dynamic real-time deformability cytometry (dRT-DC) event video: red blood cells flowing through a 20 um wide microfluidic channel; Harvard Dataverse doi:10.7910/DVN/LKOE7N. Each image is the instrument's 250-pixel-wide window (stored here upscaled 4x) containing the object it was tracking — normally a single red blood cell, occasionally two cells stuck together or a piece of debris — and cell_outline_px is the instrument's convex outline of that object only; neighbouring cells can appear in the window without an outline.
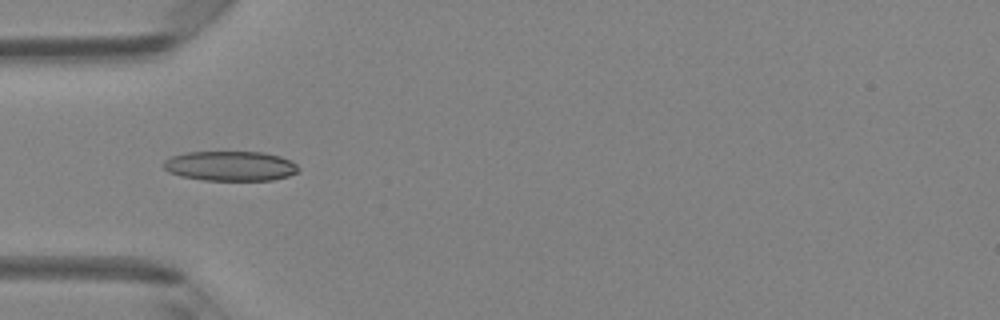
{"species": "Egyptian fruit bat (a non-hibernating species)", "species_latin": "Rousettus aegyptiacus", "temperature_condition": "room temperature", "stored_images_in_passage": 47, "camera_frame_rate_fps": 3000, "um_per_image_px": 0.085, "animal": {"sex": "female"}, "frame": {"image": 1, "passage_image": 15, "time_ms": 4.667, "image_size_px": [1000, 320], "cell_outline_px": [[300, 168], [296, 172], [288, 176], [272, 180], [204, 180], [180, 176], [168, 172], [164, 168], [164, 160], [172, 156], [188, 152], [264, 152], [280, 156], [292, 160]], "centroid_in_image_um": [19.59, 14.11], "position_along_channel_um": 65.4, "area_um2": 23.47}}
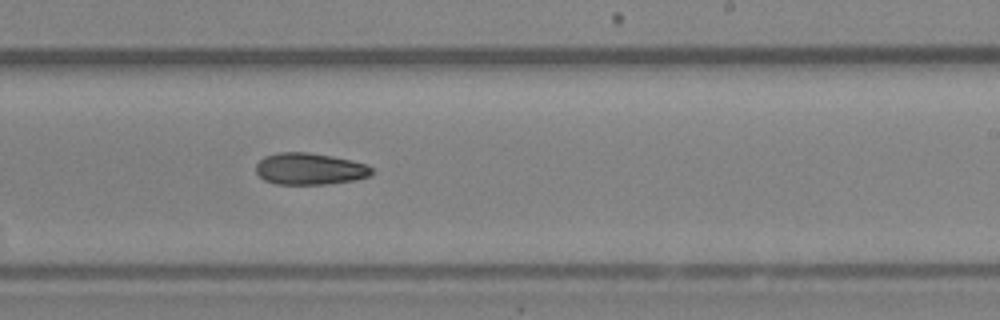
{"frame": {"image": 2, "passage_image": 29, "time_ms": 9.333, "image_size_px": [1000, 320], "cell_outline_px": [[372, 172], [368, 176], [352, 180], [328, 184], [276, 184], [264, 180], [256, 172], [256, 164], [264, 156], [280, 152], [308, 152], [332, 156], [352, 160], [368, 164], [372, 168]], "centroid_in_image_um": [26.31, 14.34], "position_along_channel_um": 262.7, "area_um2": 21.39}}
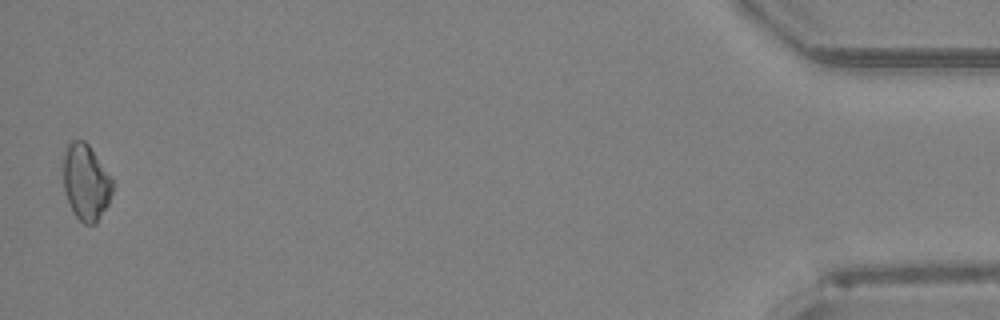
{"frame": {"image": 3, "passage_image": 47, "time_ms": 15.333, "image_size_px": [1000, 320], "cell_outline_px": [[112, 192], [108, 204], [96, 224], [84, 224], [72, 212], [64, 188], [64, 152], [68, 144], [72, 140], [84, 140], [88, 144], [112, 176]], "centroid_in_image_um": [7.32, 15.49], "position_along_channel_um": 427.9, "area_um2": 21.79}}